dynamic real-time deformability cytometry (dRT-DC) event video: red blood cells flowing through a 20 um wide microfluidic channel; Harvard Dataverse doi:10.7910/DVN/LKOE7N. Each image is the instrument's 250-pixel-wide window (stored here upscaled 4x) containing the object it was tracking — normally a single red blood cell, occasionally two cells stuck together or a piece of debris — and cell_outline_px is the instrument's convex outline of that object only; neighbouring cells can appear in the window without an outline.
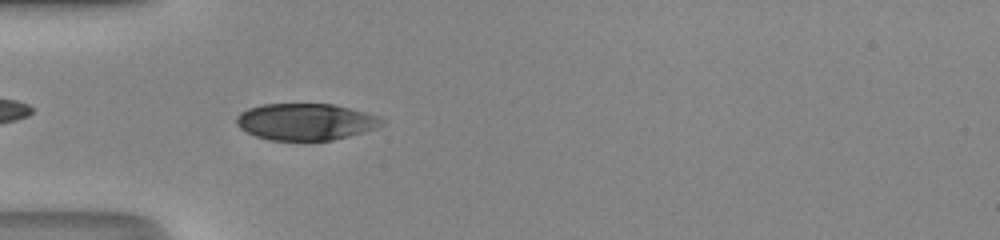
{"species": "human", "species_latin": "Homo sapiens", "temperature_condition": "room temperature", "stored_images_in_passage": 36, "camera_frame_rate_fps": 3000, "um_per_image_px": 0.085, "donor": {"sex": "male"}, "frame": {"image": 1, "passage_image": 2, "time_ms": 0.333, "image_size_px": [1000, 240], "cell_outline_px": [[384, 124], [376, 128], [364, 132], [332, 140], [272, 140], [256, 136], [240, 128], [236, 124], [236, 116], [240, 112], [248, 108], [264, 104], [332, 104], [364, 112], [376, 116], [384, 120]], "centroid_in_image_um": [25.96, 10.35], "position_along_channel_um": 59.0, "area_um2": 30.87}}
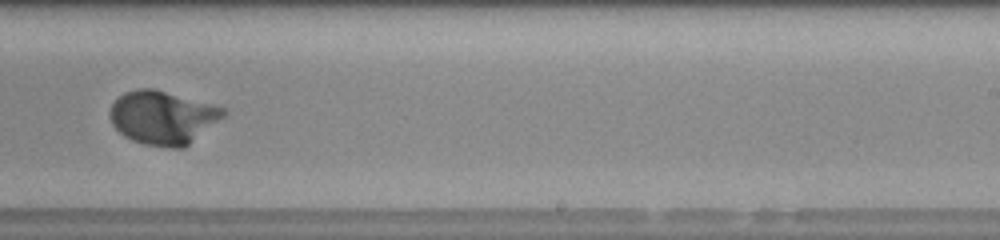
{"frame": {"image": 2, "passage_image": 18, "time_ms": 5.667, "image_size_px": [1000, 240], "cell_outline_px": [[228, 112], [224, 116], [184, 148], [172, 148], [144, 144], [132, 140], [124, 136], [112, 124], [108, 112], [112, 104], [124, 92], [136, 88], [152, 88], [212, 104], [224, 108]], "centroid_in_image_um": [13.81, 9.98], "position_along_channel_um": 275.2, "area_um2": 35.2}}
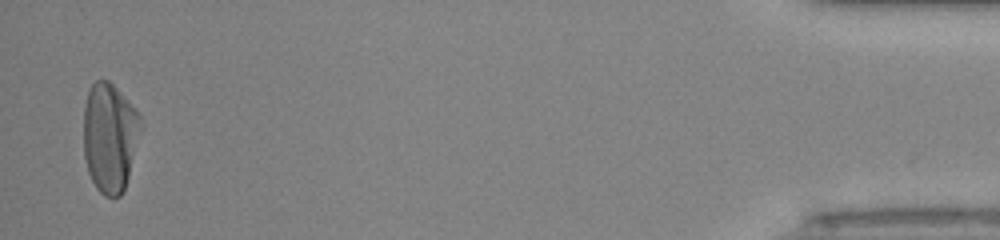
{"frame": {"image": 3, "passage_image": 35, "time_ms": 11.333, "image_size_px": [1000, 240], "cell_outline_px": [[144, 124], [128, 176], [124, 188], [120, 196], [104, 196], [96, 188], [88, 172], [84, 156], [84, 104], [88, 92], [92, 84], [96, 80], [108, 80], [140, 112]], "centroid_in_image_um": [9.35, 11.64], "position_along_channel_um": 425.8, "area_um2": 36.76}, "authors_computed_cell_mechanics": {"area_um2": 34.5355, "velocity_mm_per_s": 4.1716, "shape_relaxation_time_tau1_ms": 2.6548, "shape_relaxation_time_tau2_ms": null, "deformation_change_tau1": 0.1793, "deformation_change_tau2": null}}